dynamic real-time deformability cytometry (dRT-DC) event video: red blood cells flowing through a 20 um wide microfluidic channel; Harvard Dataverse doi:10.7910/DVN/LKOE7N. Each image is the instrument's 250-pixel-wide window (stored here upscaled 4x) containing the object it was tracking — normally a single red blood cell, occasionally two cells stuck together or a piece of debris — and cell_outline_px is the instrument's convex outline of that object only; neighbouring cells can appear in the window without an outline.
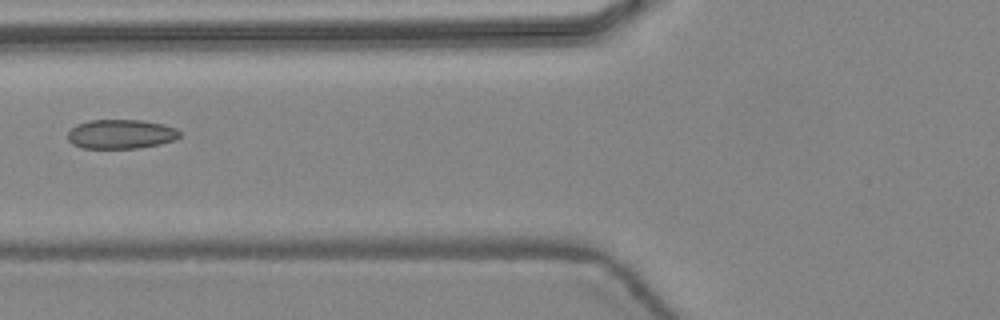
{"species": "common noctule bat (a hibernating species)", "species_latin": "Nyctalus noctula", "temperature_condition": "warm", "stored_images_in_passage": 6, "camera_frame_rate_fps": 3000, "um_per_image_px": 0.085, "animal": {"sex": "female", "body_mass_g": 24.6, "forearm_length_mm": 56.2}, "frame": {"image": 1, "passage_image": 5, "time_ms": 1.333, "image_size_px": [1000, 320], "cell_outline_px": [[180, 136], [176, 140], [160, 144], [136, 148], [84, 148], [72, 144], [68, 140], [68, 132], [76, 124], [88, 120], [140, 120], [164, 124], [176, 128], [180, 132]], "centroid_in_image_um": [10.28, 11.39], "position_along_channel_um": 115.5, "area_um2": 19.19}}
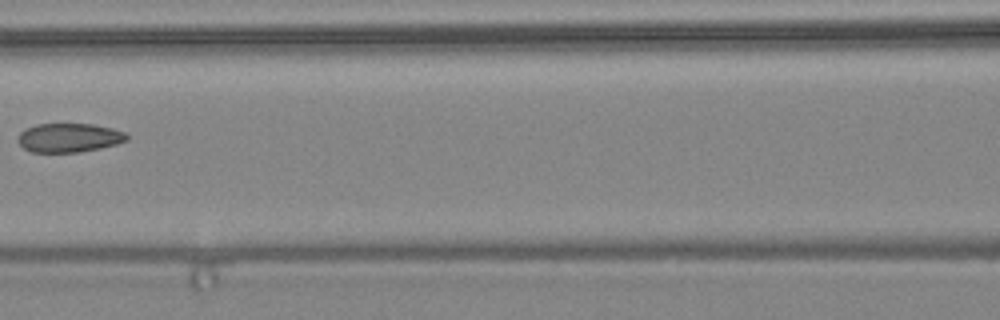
{"frame": {"image": 2, "passage_image": 6, "time_ms": 1.667, "image_size_px": [1000, 320], "cell_outline_px": [[128, 140], [116, 144], [100, 148], [80, 152], [32, 152], [24, 148], [16, 140], [16, 136], [24, 128], [36, 124], [92, 124], [112, 128], [124, 132], [128, 136]], "centroid_in_image_um": [5.83, 11.7], "position_along_channel_um": 160.8, "area_um2": 18.5}}